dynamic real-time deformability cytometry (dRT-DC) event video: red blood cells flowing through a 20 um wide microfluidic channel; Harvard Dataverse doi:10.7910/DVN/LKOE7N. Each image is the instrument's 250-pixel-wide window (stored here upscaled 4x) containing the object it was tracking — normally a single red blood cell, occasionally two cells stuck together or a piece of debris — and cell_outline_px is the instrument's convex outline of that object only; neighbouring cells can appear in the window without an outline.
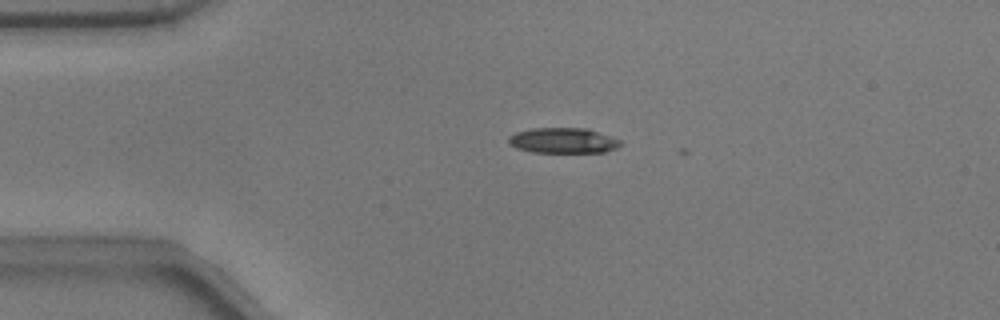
{"species": "common noctule bat (a hibernating species)", "species_latin": "Nyctalus noctula", "temperature_condition": "warm", "stored_images_in_passage": 5, "camera_frame_rate_fps": 3000, "um_per_image_px": 0.085, "animal": {"sex": "male", "body_mass_g": 17.9}, "frame": {"image": 1, "passage_image": 1, "time_ms": 0.0, "image_size_px": [1000, 320], "cell_outline_px": [[620, 144], [616, 148], [604, 152], [532, 152], [516, 148], [508, 144], [508, 136], [516, 132], [532, 128], [588, 128], [620, 140]], "centroid_in_image_um": [47.81, 11.94], "position_along_channel_um": 37.2, "area_um2": 16.53}}